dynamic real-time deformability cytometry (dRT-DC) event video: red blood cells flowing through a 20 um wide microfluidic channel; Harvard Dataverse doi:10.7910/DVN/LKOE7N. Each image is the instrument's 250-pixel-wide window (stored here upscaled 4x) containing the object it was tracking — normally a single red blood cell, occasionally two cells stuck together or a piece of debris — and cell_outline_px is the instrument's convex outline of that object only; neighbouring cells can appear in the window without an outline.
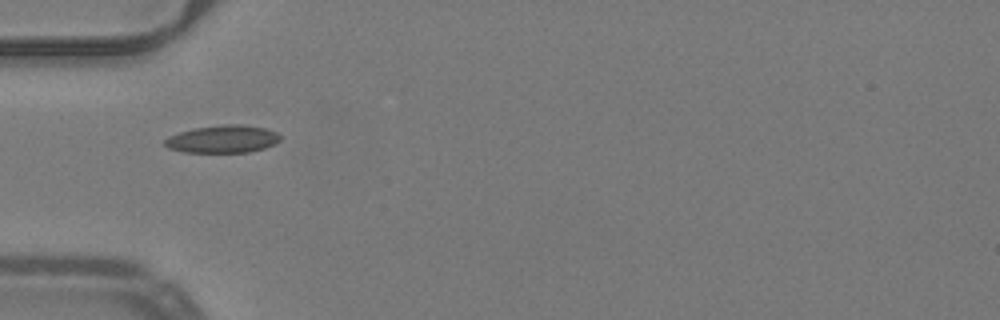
{"species": "common noctule bat (a hibernating species)", "species_latin": "Nyctalus noctula", "temperature_condition": "warm", "stored_images_in_passage": 4, "camera_frame_rate_fps": 3000, "um_per_image_px": 0.085, "animal": {"sex": "male", "body_mass_g": 19.2, "forearm_length_mm": 51.8}, "frame": {"image": 1, "passage_image": 1, "time_ms": 0.0, "image_size_px": [1000, 320], "cell_outline_px": [[280, 140], [276, 144], [264, 148], [248, 152], [184, 152], [168, 148], [164, 144], [164, 140], [168, 136], [192, 128], [224, 124], [240, 124], [268, 128], [276, 132], [280, 136]], "centroid_in_image_um": [18.94, 11.81], "position_along_channel_um": 66.1, "area_um2": 18.73}}